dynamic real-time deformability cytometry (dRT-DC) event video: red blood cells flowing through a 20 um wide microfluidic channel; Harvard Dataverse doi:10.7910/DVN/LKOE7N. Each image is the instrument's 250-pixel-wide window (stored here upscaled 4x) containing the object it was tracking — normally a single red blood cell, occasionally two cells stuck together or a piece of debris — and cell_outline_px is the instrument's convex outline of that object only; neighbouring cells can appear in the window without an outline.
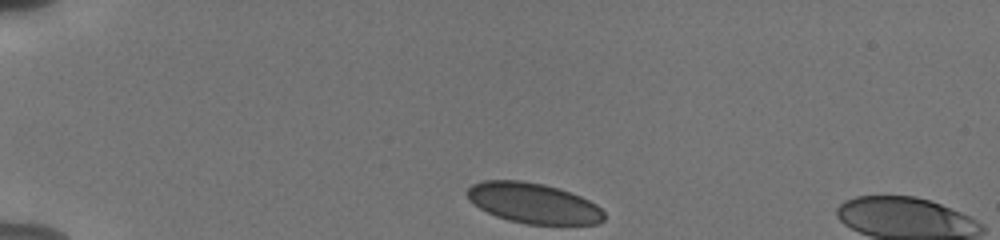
{"species": "human", "species_latin": "Homo sapiens", "temperature_condition": "cold", "stored_images_in_passage": 43, "camera_frame_rate_fps": 3000, "um_per_image_px": 0.085, "donor": {"sex": "male"}, "frame": {"image": 1, "passage_image": 1, "time_ms": 0.0, "image_size_px": [1000, 240], "cell_outline_px": [[604, 220], [596, 224], [528, 224], [508, 220], [496, 216], [480, 208], [468, 196], [468, 188], [472, 184], [484, 180], [520, 180], [544, 184], [580, 196], [596, 204], [604, 212]], "centroid_in_image_um": [45.35, 17.27], "position_along_channel_um": 39.6, "area_um2": 31.79}}
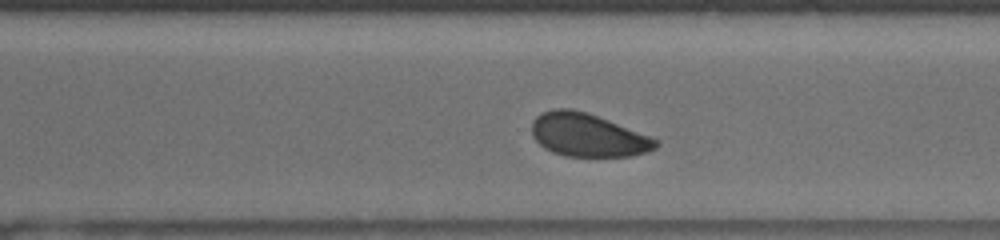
{"frame": {"image": 2, "passage_image": 28, "time_ms": 9.0, "image_size_px": [1000, 240], "cell_outline_px": [[660, 144], [656, 148], [648, 152], [632, 156], [564, 156], [552, 152], [544, 148], [532, 136], [532, 120], [536, 116], [544, 112], [556, 108], [572, 108], [588, 112], [652, 136], [660, 140]], "centroid_in_image_um": [50.0, 11.48], "position_along_channel_um": 320.6, "area_um2": 31.62}}
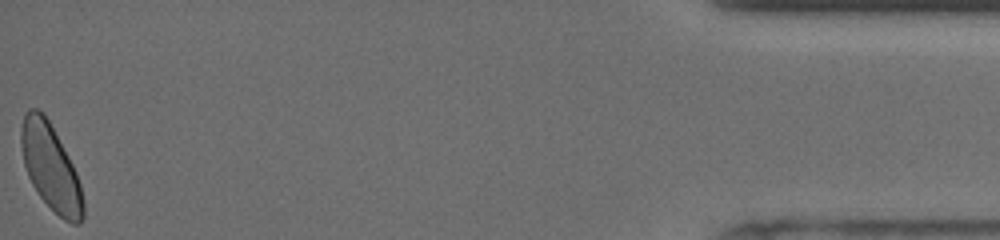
{"frame": {"image": 3, "passage_image": 43, "time_ms": 14.0, "image_size_px": [1000, 240], "cell_outline_px": [[84, 216], [80, 224], [72, 224], [64, 220], [40, 196], [32, 184], [28, 176], [24, 164], [20, 144], [20, 128], [24, 112], [28, 108], [36, 108], [44, 112], [68, 156], [76, 172], [80, 184], [84, 200]], "centroid_in_image_um": [4.29, 14.19], "position_along_channel_um": 430.9, "area_um2": 31.1}, "authors_computed_cell_mechanics": {"area_um2": 32.7148, "velocity_mm_per_s": 3.7654, "shape_relaxation_time_tau1_ms": 8.4825, "shape_relaxation_time_tau2_ms": 2.519, "deformation_change_tau1": 0.11, "deformation_change_tau2": 0.0702}}